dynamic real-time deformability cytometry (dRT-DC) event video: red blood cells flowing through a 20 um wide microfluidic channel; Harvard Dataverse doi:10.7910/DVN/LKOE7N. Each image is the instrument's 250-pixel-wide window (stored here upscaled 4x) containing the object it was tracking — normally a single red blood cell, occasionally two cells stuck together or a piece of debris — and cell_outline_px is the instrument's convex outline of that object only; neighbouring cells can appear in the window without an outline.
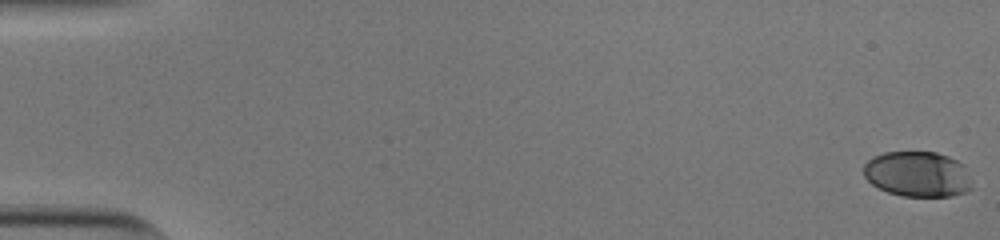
{"species": "human", "species_latin": "Homo sapiens", "temperature_condition": "cold", "stored_images_in_passage": 52, "camera_frame_rate_fps": 3000, "um_per_image_px": 0.085, "donor": {"sex": "male"}, "frame": {"image": 1, "passage_image": 1, "time_ms": 0.0, "image_size_px": [1000, 240], "cell_outline_px": [[972, 188], [964, 192], [952, 196], [900, 196], [888, 192], [872, 184], [864, 176], [864, 164], [872, 156], [884, 152], [936, 152], [948, 156], [964, 164]], "centroid_in_image_um": [77.98, 14.79], "position_along_channel_um": 7.0, "area_um2": 28.67}}
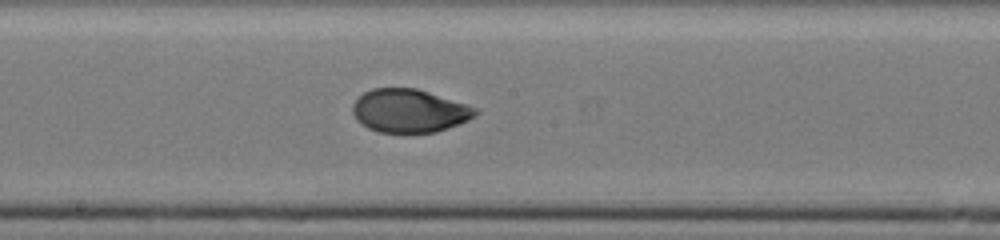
{"frame": {"image": 2, "passage_image": 31, "time_ms": 10.0, "image_size_px": [1000, 240], "cell_outline_px": [[480, 112], [476, 116], [460, 124], [436, 132], [404, 136], [380, 132], [368, 128], [356, 120], [352, 112], [352, 104], [364, 92], [372, 88], [416, 88], [468, 104], [480, 108]], "centroid_in_image_um": [34.82, 9.46], "position_along_channel_um": 213.4, "area_um2": 32.02}}
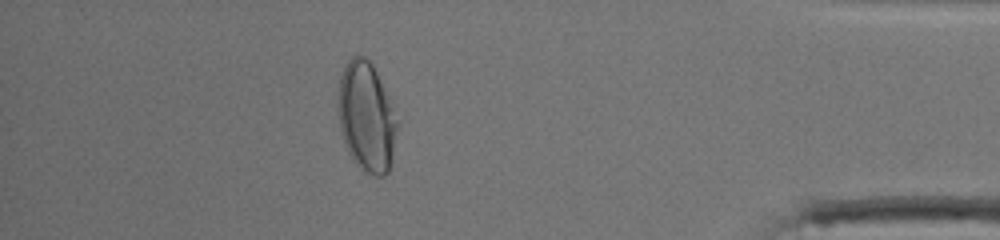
{"frame": {"image": 3, "passage_image": 49, "time_ms": 16.0, "image_size_px": [1000, 240], "cell_outline_px": [[396, 128], [392, 152], [388, 172], [384, 176], [376, 176], [364, 172], [352, 160], [344, 144], [340, 132], [340, 76], [344, 64], [352, 56], [364, 56], [372, 64], [380, 80], [392, 108], [396, 120]], "centroid_in_image_um": [31.12, 9.96], "position_along_channel_um": 404.1, "area_um2": 36.76}, "authors_computed_cell_mechanics": {"area_um2": 31.0097, "velocity_mm_per_s": 3.82, "shape_relaxation_time_tau1_ms": 4.4555, "shape_relaxation_time_tau2_ms": null, "deformation_change_tau1": 0.173, "deformation_change_tau2": null}}